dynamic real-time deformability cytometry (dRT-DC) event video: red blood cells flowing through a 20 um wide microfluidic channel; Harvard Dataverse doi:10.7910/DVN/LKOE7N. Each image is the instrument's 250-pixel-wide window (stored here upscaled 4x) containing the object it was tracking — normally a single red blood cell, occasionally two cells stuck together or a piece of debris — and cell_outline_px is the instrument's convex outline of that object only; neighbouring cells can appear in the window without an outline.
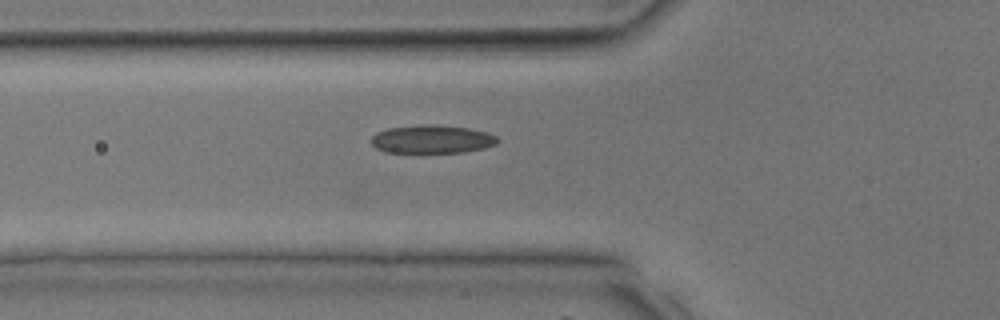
{"species": "common noctule bat (a hibernating species)", "species_latin": "Nyctalus noctula", "temperature_condition": "room temperature", "stored_images_in_passage": 25, "camera_frame_rate_fps": 3000, "um_per_image_px": 0.085, "animal": {"sex": "male", "body_mass_g": 17.9, "forearm_length_mm": 54.2}, "frame": {"image": 1, "passage_image": 4, "time_ms": 1.0, "image_size_px": [1000, 320], "cell_outline_px": [[500, 140], [496, 144], [484, 148], [464, 152], [384, 152], [376, 148], [372, 144], [372, 136], [376, 132], [388, 128], [420, 124], [436, 124], [468, 128], [488, 132], [496, 136]], "centroid_in_image_um": [36.73, 11.82], "position_along_channel_um": 89.1, "area_um2": 20.92}}
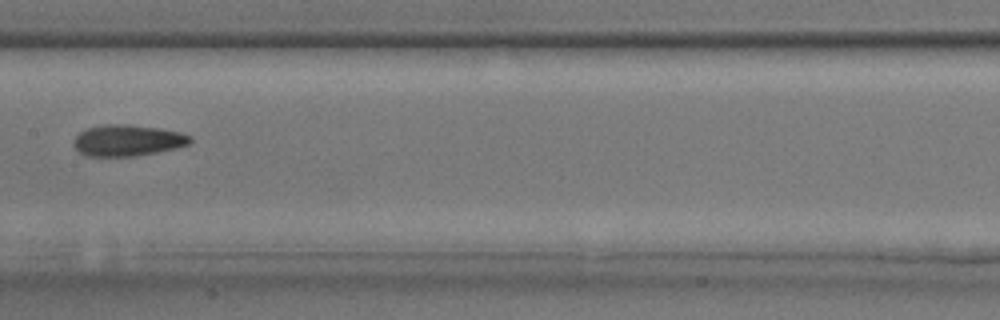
{"frame": {"image": 2, "passage_image": 10, "time_ms": 3.0, "image_size_px": [1000, 320], "cell_outline_px": [[192, 140], [188, 144], [176, 148], [136, 156], [84, 156], [72, 144], [72, 140], [80, 132], [88, 128], [104, 124], [128, 124], [160, 128], [180, 132], [192, 136]], "centroid_in_image_um": [10.83, 11.93], "position_along_channel_um": 196.6, "area_um2": 21.33}}
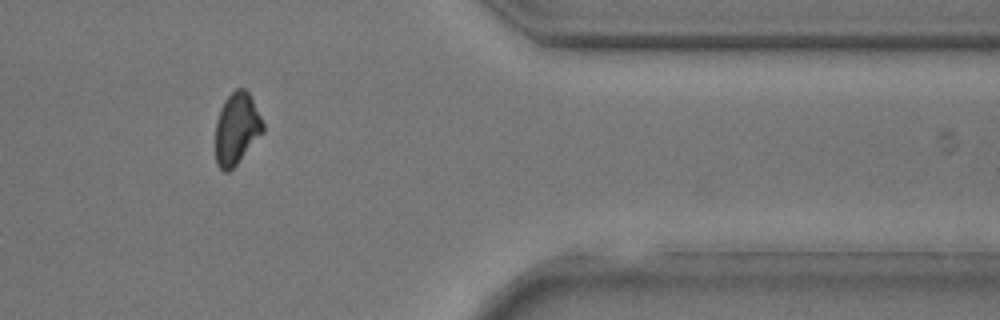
{"frame": {"image": 3, "passage_image": 22, "time_ms": 7.0, "image_size_px": [1000, 320], "cell_outline_px": [[264, 132], [236, 164], [228, 172], [224, 172], [216, 164], [216, 120], [220, 108], [224, 100], [236, 88], [244, 88], [248, 92], [264, 124]], "centroid_in_image_um": [20.11, 10.93], "position_along_channel_um": 391.3, "area_um2": 19.71}}